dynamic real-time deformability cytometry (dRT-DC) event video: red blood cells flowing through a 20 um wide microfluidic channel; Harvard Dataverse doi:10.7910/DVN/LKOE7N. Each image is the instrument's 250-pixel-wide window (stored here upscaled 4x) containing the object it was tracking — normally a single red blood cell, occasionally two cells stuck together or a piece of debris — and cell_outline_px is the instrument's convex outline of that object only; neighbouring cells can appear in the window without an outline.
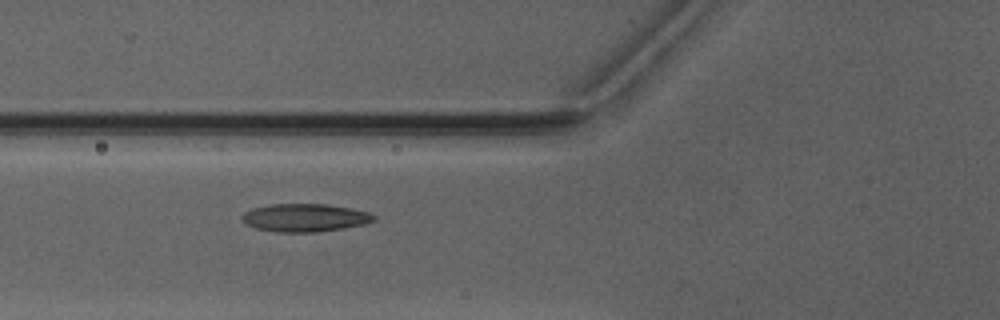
{"species": "Egyptian fruit bat (a non-hibernating species)", "species_latin": "Rousettus aegyptiacus", "temperature_condition": "warm", "stored_images_in_passage": 5, "camera_frame_rate_fps": 3000, "um_per_image_px": 0.085, "animal": {"sex": "male"}, "frame": {"image": 1, "passage_image": 5, "time_ms": 6.333, "image_size_px": [1000, 320], "cell_outline_px": [[376, 220], [364, 224], [320, 232], [276, 232], [256, 228], [248, 224], [240, 216], [244, 212], [252, 208], [272, 204], [328, 204], [352, 208], [368, 212], [376, 216]], "centroid_in_image_um": [25.94, 18.5], "position_along_channel_um": 99.9, "area_um2": 21.5}}